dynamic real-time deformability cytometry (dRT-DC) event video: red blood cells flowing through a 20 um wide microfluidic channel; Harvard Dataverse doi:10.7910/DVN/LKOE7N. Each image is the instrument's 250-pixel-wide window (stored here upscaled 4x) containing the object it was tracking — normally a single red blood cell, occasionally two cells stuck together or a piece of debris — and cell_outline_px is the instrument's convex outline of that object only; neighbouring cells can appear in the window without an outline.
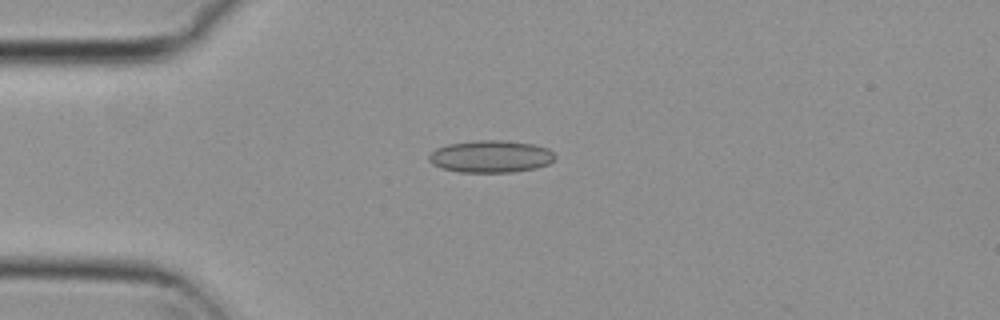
{"species": "common noctule bat (a hibernating species)", "species_latin": "Nyctalus noctula", "temperature_condition": "cold", "stored_images_in_passage": 42, "camera_frame_rate_fps": 3000, "um_per_image_px": 0.085, "animal": {"sex": "female", "body_mass_g": 29.2, "forearm_length_mm": 56.3}, "frame": {"image": 1, "passage_image": 2, "time_ms": 0.333, "image_size_px": [1000, 320], "cell_outline_px": [[556, 156], [548, 164], [536, 168], [512, 172], [460, 172], [440, 168], [432, 164], [428, 160], [428, 156], [436, 148], [448, 144], [476, 140], [504, 140], [532, 144], [548, 148]], "centroid_in_image_um": [41.69, 13.3], "position_along_channel_um": 43.3, "area_um2": 23.7}}
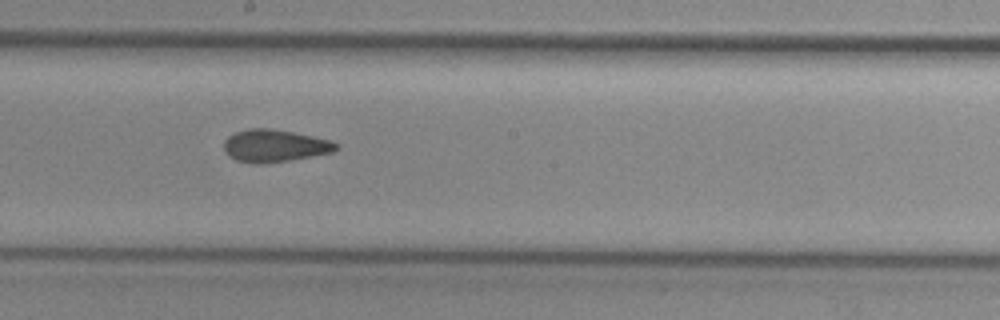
{"frame": {"image": 2, "passage_image": 18, "time_ms": 5.667, "image_size_px": [1000, 320], "cell_outline_px": [[340, 148], [332, 152], [312, 156], [264, 164], [256, 164], [236, 160], [224, 148], [224, 140], [228, 136], [236, 132], [248, 128], [268, 128], [292, 132], [312, 136], [328, 140], [340, 144]], "centroid_in_image_um": [23.36, 12.39], "position_along_channel_um": 224.8, "area_um2": 20.98}}
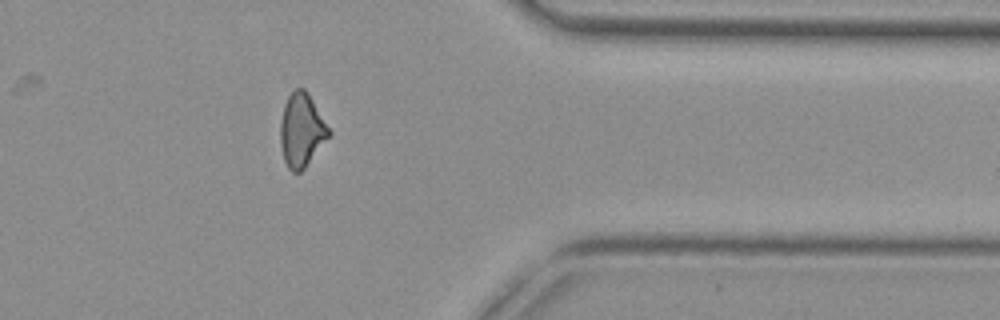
{"frame": {"image": 3, "passage_image": 32, "time_ms": 10.333, "image_size_px": [1000, 320], "cell_outline_px": [[332, 132], [304, 168], [300, 172], [292, 172], [288, 168], [284, 160], [280, 144], [280, 124], [284, 104], [288, 96], [296, 88], [304, 88], [308, 92]], "centroid_in_image_um": [25.62, 11.05], "position_along_channel_um": 385.8, "area_um2": 20.63}, "authors_computed_cell_mechanics": {"area_um2": 20.9236, "velocity_mm_per_s": 3.7932, "shape_relaxation_time_tau1_ms": null, "shape_relaxation_time_tau2_ms": 2.5759, "deformation_change_tau1": null, "deformation_change_tau2": 0.1064}}